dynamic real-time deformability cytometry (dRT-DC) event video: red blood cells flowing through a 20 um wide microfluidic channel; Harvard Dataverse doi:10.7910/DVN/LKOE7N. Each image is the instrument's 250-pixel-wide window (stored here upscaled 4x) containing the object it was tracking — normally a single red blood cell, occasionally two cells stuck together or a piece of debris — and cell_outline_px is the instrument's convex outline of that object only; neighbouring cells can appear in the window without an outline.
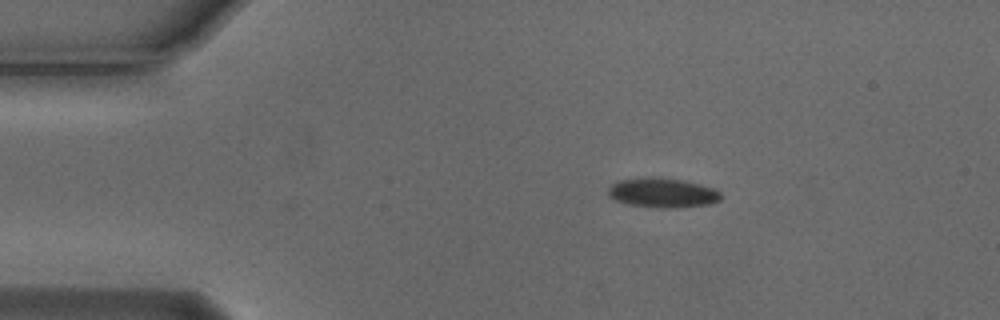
{"species": "Egyptian fruit bat (a non-hibernating species)", "species_latin": "Rousettus aegyptiacus", "temperature_condition": "cold", "stored_images_in_passage": 3, "camera_frame_rate_fps": 3000, "um_per_image_px": 0.085, "animal": {"sex": "male"}, "frame": {"image": 1, "passage_image": 3, "time_ms": 0.667, "image_size_px": [1000, 320], "cell_outline_px": [[720, 200], [712, 204], [676, 208], [660, 208], [628, 204], [616, 200], [608, 196], [608, 188], [612, 184], [620, 180], [644, 176], [660, 176], [700, 184], [716, 188], [720, 192]], "centroid_in_image_um": [56.32, 16.37], "position_along_channel_um": 28.7, "area_um2": 19.77}}